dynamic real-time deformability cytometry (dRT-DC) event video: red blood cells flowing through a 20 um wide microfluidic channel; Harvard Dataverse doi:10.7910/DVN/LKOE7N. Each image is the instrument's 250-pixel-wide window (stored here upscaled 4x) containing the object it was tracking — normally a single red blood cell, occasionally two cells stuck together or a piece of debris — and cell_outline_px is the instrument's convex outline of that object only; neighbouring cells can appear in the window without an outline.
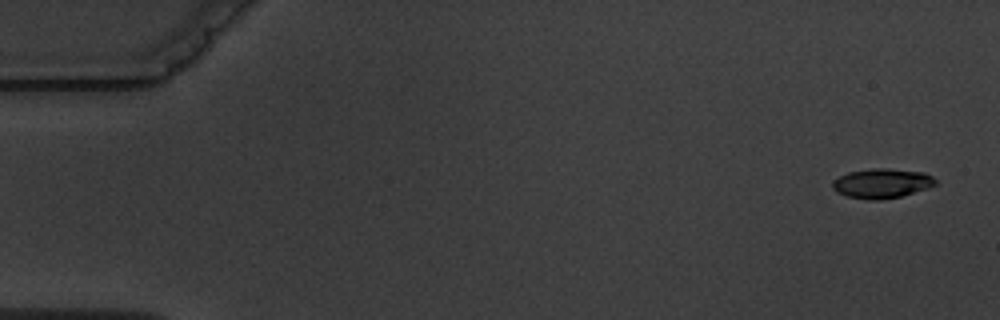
{"species": "common noctule bat (a hibernating species)", "species_latin": "Nyctalus noctula", "temperature_condition": "warm", "stored_images_in_passage": 5, "camera_frame_rate_fps": 3000, "um_per_image_px": 0.085, "animal": {"sex": "male", "body_mass_g": 19.5, "forearm_length_mm": 54.6}, "frame": {"image": 1, "passage_image": 1, "time_ms": 0.0, "image_size_px": [1000, 320], "cell_outline_px": [[936, 184], [900, 196], [880, 200], [868, 200], [848, 196], [836, 192], [832, 188], [832, 180], [848, 172], [872, 168], [888, 168], [924, 172], [932, 176], [936, 180]], "centroid_in_image_um": [74.91, 15.57], "position_along_channel_um": 10.1, "area_um2": 17.63}}
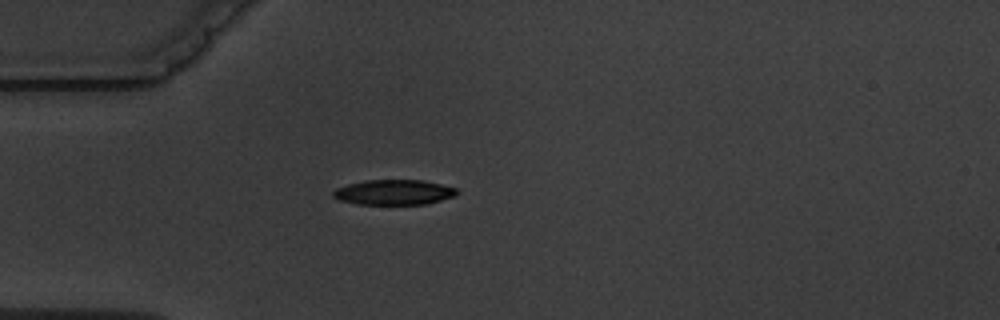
{"frame": {"image": 2, "passage_image": 5, "time_ms": 4.667, "image_size_px": [1000, 320], "cell_outline_px": [[460, 192], [456, 196], [424, 204], [356, 204], [340, 200], [332, 196], [332, 192], [336, 188], [348, 184], [364, 180], [420, 180], [440, 184], [456, 188]], "centroid_in_image_um": [33.47, 16.34], "position_along_channel_um": 51.5, "area_um2": 18.09}}